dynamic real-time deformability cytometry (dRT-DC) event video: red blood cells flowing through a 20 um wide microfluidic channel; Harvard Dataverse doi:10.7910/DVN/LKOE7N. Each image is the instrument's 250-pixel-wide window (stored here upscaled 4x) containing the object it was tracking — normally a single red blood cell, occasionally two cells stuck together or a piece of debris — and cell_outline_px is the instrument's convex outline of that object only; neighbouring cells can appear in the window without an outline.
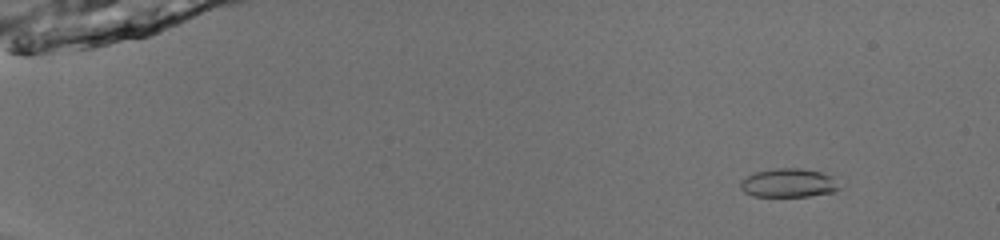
{"species": "common noctule bat (a hibernating species)", "species_latin": "Nyctalus noctula", "temperature_condition": "room temperature", "stored_images_in_passage": 53, "camera_frame_rate_fps": 3000, "um_per_image_px": 0.085, "animal": {"sex": "male", "body_mass_g": 13.0, "forearm_length_mm": 53.1}, "frame": {"image": 1, "passage_image": 7, "time_ms": 2.0, "image_size_px": [1000, 240], "cell_outline_px": [[840, 188], [832, 192], [808, 196], [752, 196], [744, 192], [740, 188], [740, 180], [756, 172], [776, 168], [800, 168], [820, 172], [832, 176]], "centroid_in_image_um": [66.99, 15.55], "position_along_channel_um": 18.0, "area_um2": 16.42}}
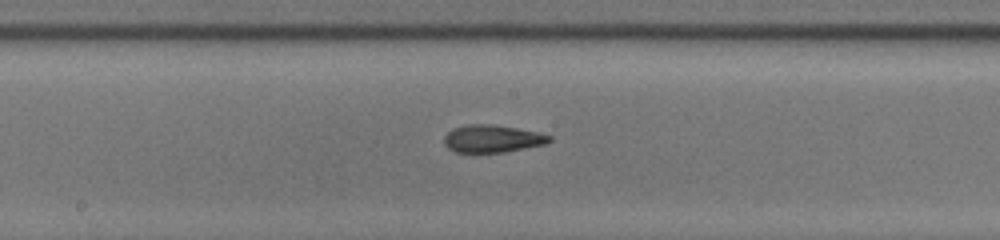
{"frame": {"image": 2, "passage_image": 31, "time_ms": 10.0, "image_size_px": [1000, 240], "cell_outline_px": [[552, 140], [544, 144], [504, 152], [456, 152], [448, 148], [444, 144], [444, 136], [452, 128], [468, 124], [492, 124], [540, 132], [552, 136]], "centroid_in_image_um": [41.84, 11.78], "position_along_channel_um": 206.4, "area_um2": 16.88}}
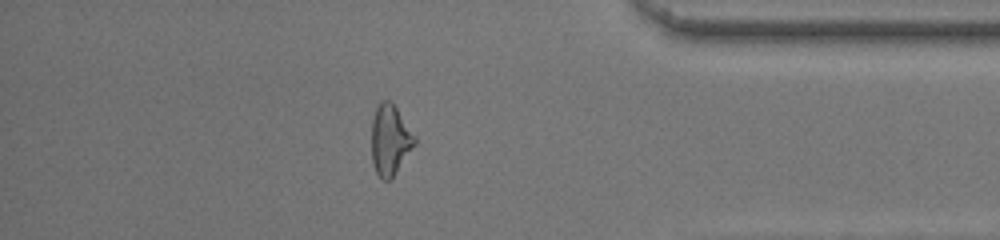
{"frame": {"image": 3, "passage_image": 47, "time_ms": 15.333, "image_size_px": [1000, 240], "cell_outline_px": [[416, 144], [392, 176], [388, 180], [384, 180], [376, 172], [372, 164], [372, 120], [376, 108], [380, 100], [388, 100], [396, 108], [416, 136]], "centroid_in_image_um": [33.15, 11.87], "position_along_channel_um": 402.1, "area_um2": 17.4}, "authors_computed_cell_mechanics": {"area_um2": 17.1088, "velocity_mm_per_s": 4.0238, "shape_relaxation_time_tau1_ms": 4.1995, "shape_relaxation_time_tau2_ms": 2.2483, "deformation_change_tau1": 0.1696, "deformation_change_tau2": 0.1093}}